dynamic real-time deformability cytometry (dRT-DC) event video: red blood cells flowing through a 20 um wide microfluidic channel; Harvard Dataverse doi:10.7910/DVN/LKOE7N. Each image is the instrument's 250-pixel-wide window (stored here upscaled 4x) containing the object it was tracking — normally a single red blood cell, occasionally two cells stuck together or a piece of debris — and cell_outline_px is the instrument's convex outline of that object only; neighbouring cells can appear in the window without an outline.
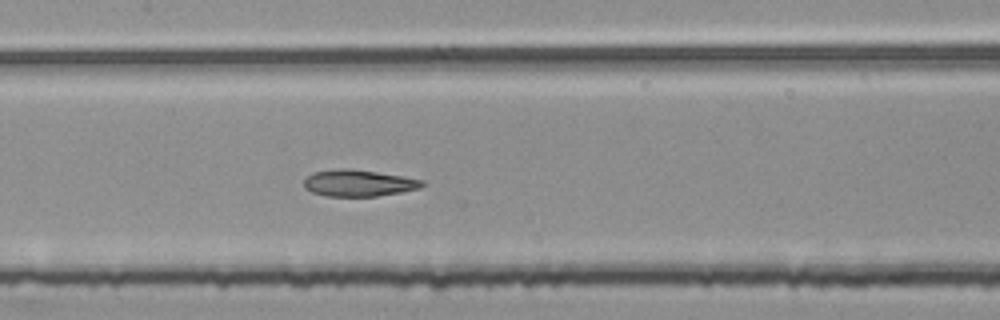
{"species": "common noctule bat (a hibernating species)", "species_latin": "Nyctalus noctula", "temperature_condition": "room temperature", "stored_images_in_passage": 37, "segment_of_instrument_passage": [2, 2], "camera_frame_rate_fps": 3000, "um_per_image_px": 0.085, "animal": {"sex": "female", "body_mass_g": 25.1}, "frame": {"image": 1, "passage_image": 11, "time_ms": 3.333, "image_size_px": [1000, 320], "cell_outline_px": [[428, 184], [420, 188], [400, 192], [376, 196], [324, 196], [312, 192], [304, 188], [304, 180], [312, 172], [340, 168], [344, 168], [376, 172], [404, 176], [424, 180]], "centroid_in_image_um": [30.49, 15.56], "position_along_channel_um": 176.9, "area_um2": 18.38}}
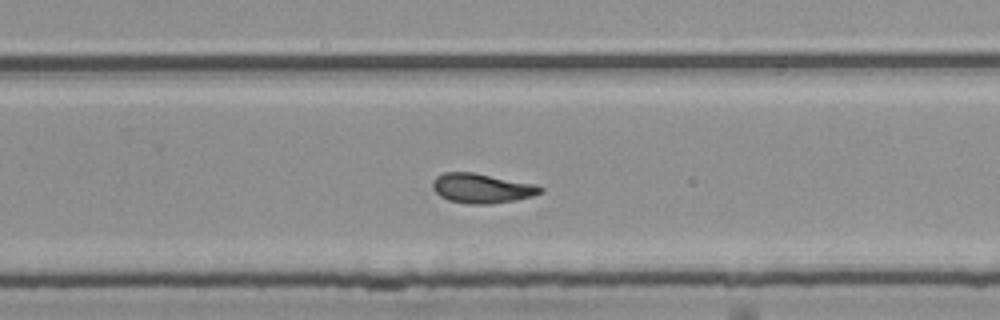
{"frame": {"image": 2, "passage_image": 20, "time_ms": 6.333, "image_size_px": [1000, 320], "cell_outline_px": [[544, 192], [532, 196], [516, 200], [492, 204], [468, 204], [448, 200], [440, 196], [432, 188], [432, 180], [436, 176], [444, 172], [476, 172], [536, 184], [544, 188]], "centroid_in_image_um": [40.97, 16.0], "position_along_channel_um": 288.8, "area_um2": 18.96}}
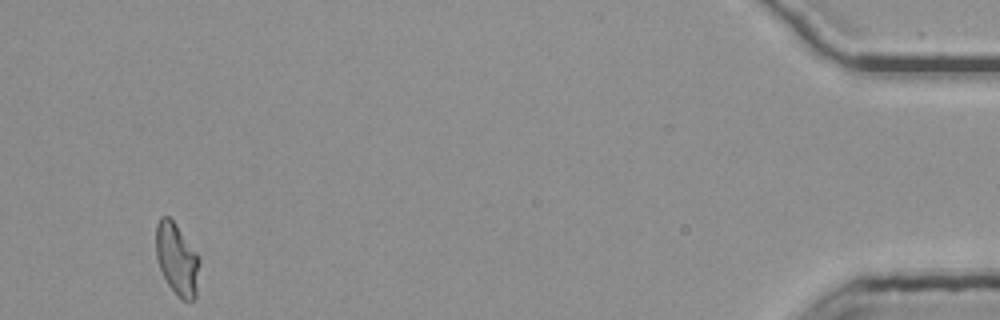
{"frame": {"image": 3, "passage_image": 37, "time_ms": 12.0, "image_size_px": [1000, 320], "cell_outline_px": [[200, 264], [196, 296], [192, 300], [180, 300], [176, 296], [168, 284], [156, 260], [156, 224], [160, 216], [168, 216], [176, 224], [200, 256]], "centroid_in_image_um": [15.05, 22.03], "position_along_channel_um": 420.1, "area_um2": 18.5}}